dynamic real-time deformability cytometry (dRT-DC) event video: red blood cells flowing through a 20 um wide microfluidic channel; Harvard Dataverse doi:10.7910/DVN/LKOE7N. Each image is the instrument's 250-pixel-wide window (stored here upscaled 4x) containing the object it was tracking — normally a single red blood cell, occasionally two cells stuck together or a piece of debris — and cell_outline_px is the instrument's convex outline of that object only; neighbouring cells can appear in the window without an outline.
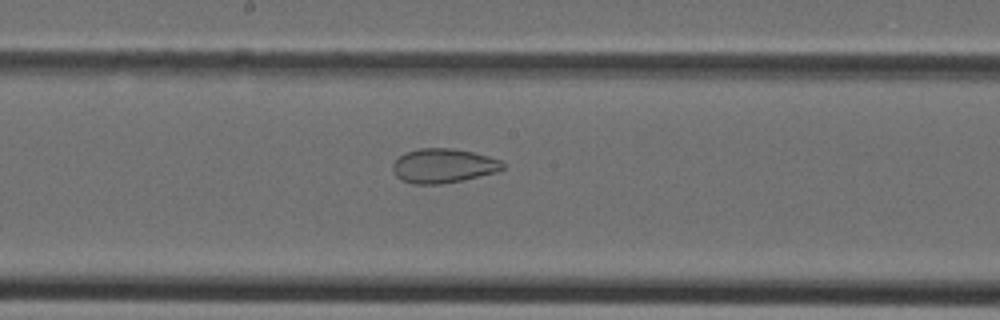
{"species": "Egyptian fruit bat (a non-hibernating species)", "species_latin": "Rousettus aegyptiacus", "temperature_condition": "cold", "stored_images_in_passage": 39, "camera_frame_rate_fps": 3000, "um_per_image_px": 0.085, "animal": {"sex": "female"}, "frame": {"image": 1, "passage_image": 21, "time_ms": 6.667, "image_size_px": [1000, 320], "cell_outline_px": [[504, 168], [496, 172], [464, 180], [440, 184], [412, 184], [400, 180], [396, 176], [392, 168], [392, 164], [400, 156], [408, 152], [420, 148], [452, 148], [472, 152], [488, 156], [500, 160], [504, 164]], "centroid_in_image_um": [37.67, 14.1], "position_along_channel_um": 210.5, "area_um2": 21.96}}
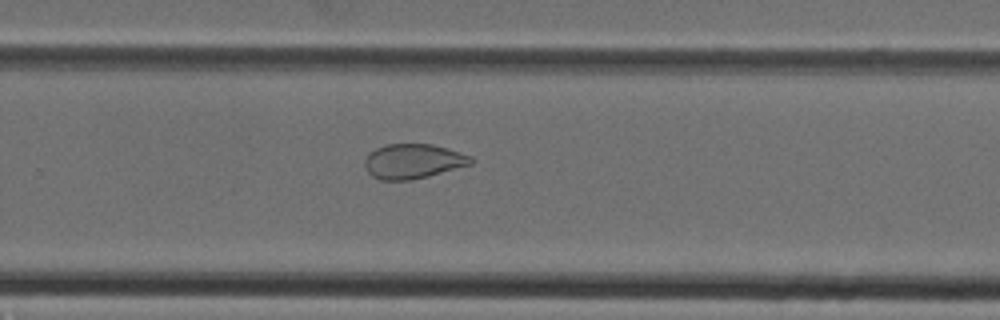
{"frame": {"image": 2, "passage_image": 26, "time_ms": 8.333, "image_size_px": [1000, 320], "cell_outline_px": [[476, 160], [472, 164], [428, 176], [412, 180], [380, 180], [372, 176], [364, 168], [364, 160], [368, 152], [384, 144], [432, 144], [448, 148], [472, 156]], "centroid_in_image_um": [35.1, 13.7], "position_along_channel_um": 294.7, "area_um2": 21.79}}
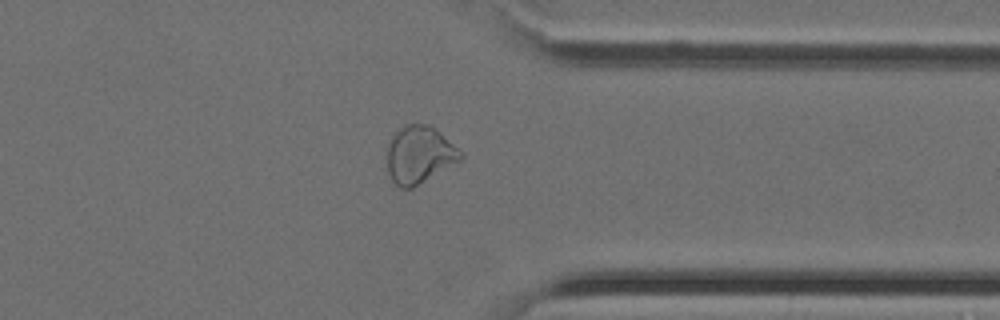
{"frame": {"image": 3, "passage_image": 31, "time_ms": 10.0, "image_size_px": [1000, 320], "cell_outline_px": [[464, 156], [460, 160], [412, 188], [400, 188], [392, 180], [388, 172], [388, 144], [392, 136], [400, 128], [408, 124], [428, 124], [440, 132]], "centroid_in_image_um": [35.62, 13.15], "position_along_channel_um": 375.8, "area_um2": 23.99}}